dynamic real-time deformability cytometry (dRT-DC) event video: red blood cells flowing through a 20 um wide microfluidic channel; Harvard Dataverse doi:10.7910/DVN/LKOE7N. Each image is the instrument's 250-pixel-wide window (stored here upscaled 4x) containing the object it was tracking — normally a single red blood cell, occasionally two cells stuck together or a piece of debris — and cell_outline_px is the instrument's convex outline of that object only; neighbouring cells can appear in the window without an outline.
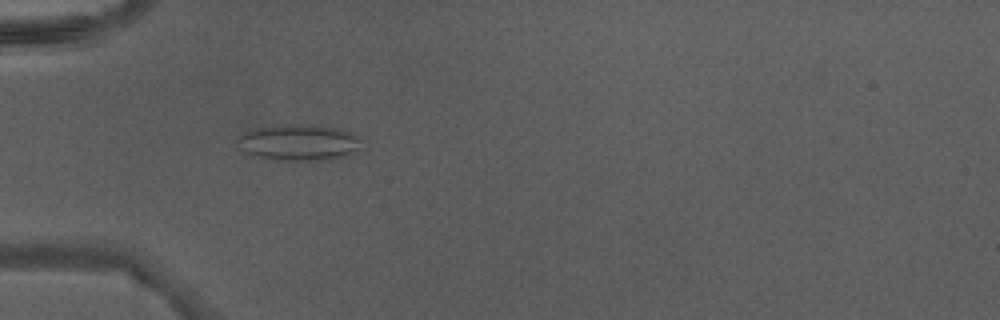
{"species": "Egyptian fruit bat (a non-hibernating species)", "species_latin": "Rousettus aegyptiacus", "temperature_condition": "warm", "stored_images_in_passage": 32, "camera_frame_rate_fps": 3000, "um_per_image_px": 0.085, "animal": {"sex": "male"}, "frame": {"image": 1, "passage_image": 1, "time_ms": 0.0, "image_size_px": [1000, 320], "cell_outline_px": [[360, 140], [356, 148], [348, 156], [328, 160], [284, 160], [260, 156], [248, 152], [236, 140], [244, 132], [252, 128], [340, 128], [348, 132]], "centroid_in_image_um": [25.42, 12.17], "position_along_channel_um": 59.6, "area_um2": 23.99}}